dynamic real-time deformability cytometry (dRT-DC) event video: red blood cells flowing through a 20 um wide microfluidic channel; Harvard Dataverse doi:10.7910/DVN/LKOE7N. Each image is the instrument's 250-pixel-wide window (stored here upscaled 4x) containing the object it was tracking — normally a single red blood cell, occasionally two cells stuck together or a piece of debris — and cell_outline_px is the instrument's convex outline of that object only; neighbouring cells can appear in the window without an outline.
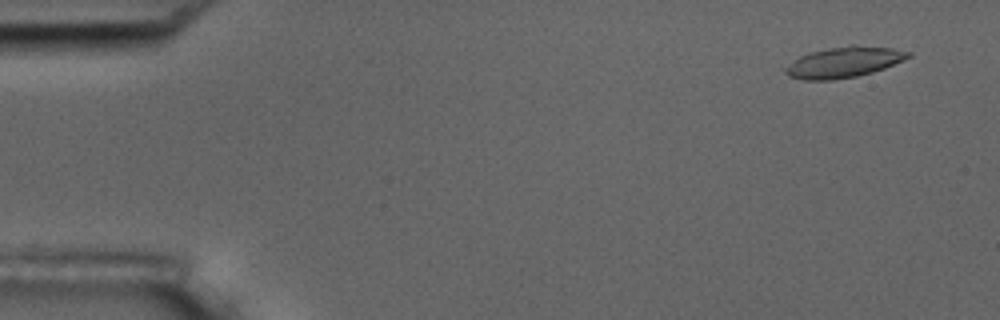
{"species": "common noctule bat (a hibernating species)", "species_latin": "Nyctalus noctula", "temperature_condition": "room temperature", "stored_images_in_passage": 11, "camera_frame_rate_fps": 3000, "um_per_image_px": 0.085, "animal": {"sex": "male", "body_mass_g": 17.5, "forearm_length_mm": 52.3}, "frame": {"image": 1, "passage_image": 1, "time_ms": 0.0, "image_size_px": [1000, 320], "cell_outline_px": [[912, 56], [904, 60], [884, 68], [872, 72], [856, 76], [832, 80], [804, 80], [788, 76], [784, 72], [784, 68], [800, 56], [808, 52], [828, 48], [852, 44], [856, 44], [892, 48], [912, 52]], "centroid_in_image_um": [71.74, 5.27], "position_along_channel_um": 13.3, "area_um2": 22.14}}